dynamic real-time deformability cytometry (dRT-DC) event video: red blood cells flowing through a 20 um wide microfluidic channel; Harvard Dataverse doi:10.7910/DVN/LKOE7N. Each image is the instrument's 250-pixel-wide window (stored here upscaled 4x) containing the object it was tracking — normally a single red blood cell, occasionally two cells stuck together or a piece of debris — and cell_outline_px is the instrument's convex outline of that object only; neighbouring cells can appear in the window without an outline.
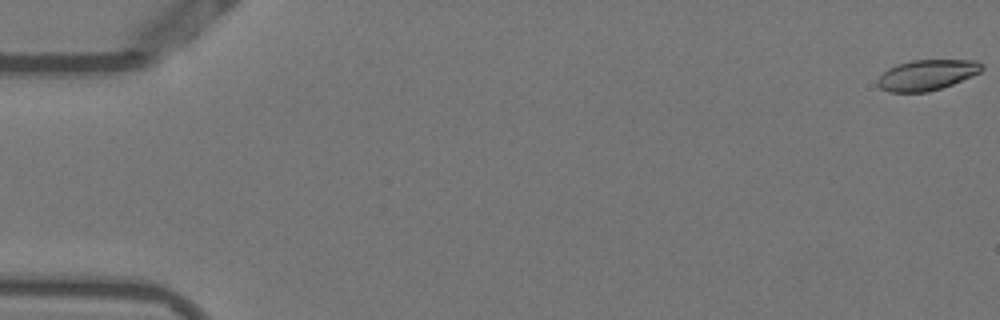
{"species": "Egyptian fruit bat (a non-hibernating species)", "species_latin": "Rousettus aegyptiacus", "temperature_condition": "warm", "stored_images_in_passage": 12, "camera_frame_rate_fps": 3000, "um_per_image_px": 0.085, "animal": {"sex": "female"}, "frame": {"image": 1, "passage_image": 1, "time_ms": 0.0, "image_size_px": [1000, 320], "cell_outline_px": [[984, 68], [980, 72], [952, 84], [928, 92], [888, 92], [880, 88], [876, 84], [876, 80], [888, 68], [912, 60], [976, 60], [984, 64]], "centroid_in_image_um": [78.78, 6.37], "position_along_channel_um": 6.2, "area_um2": 18.5}}